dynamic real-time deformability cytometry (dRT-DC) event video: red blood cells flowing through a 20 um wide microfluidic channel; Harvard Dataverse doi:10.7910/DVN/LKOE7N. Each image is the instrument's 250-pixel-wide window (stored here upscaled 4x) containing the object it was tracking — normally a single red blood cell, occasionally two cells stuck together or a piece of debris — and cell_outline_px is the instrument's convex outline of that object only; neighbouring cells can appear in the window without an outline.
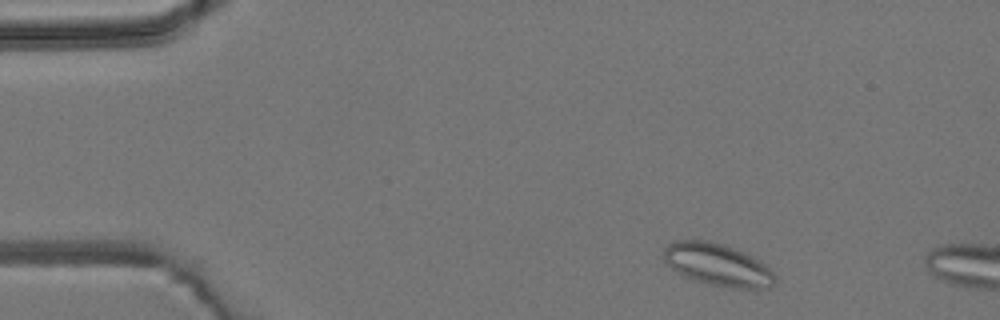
{"species": "common noctule bat (a hibernating species)", "species_latin": "Nyctalus noctula", "temperature_condition": "room temperature", "stored_images_in_passage": 2, "camera_frame_rate_fps": 3000, "um_per_image_px": 0.085, "animal": {"sex": "male", "body_mass_g": 19.2, "forearm_length_mm": 51.8}, "frame": {"image": 1, "passage_image": 1, "time_ms": 0.0, "image_size_px": [1000, 320], "cell_outline_px": [[776, 276], [772, 284], [768, 288], [732, 288], [708, 284], [684, 276], [676, 272], [664, 264], [664, 248], [668, 244], [676, 240], [708, 240], [724, 244], [752, 256], [760, 260]], "centroid_in_image_um": [60.95, 22.49], "position_along_channel_um": 24.0, "area_um2": 27.46}}